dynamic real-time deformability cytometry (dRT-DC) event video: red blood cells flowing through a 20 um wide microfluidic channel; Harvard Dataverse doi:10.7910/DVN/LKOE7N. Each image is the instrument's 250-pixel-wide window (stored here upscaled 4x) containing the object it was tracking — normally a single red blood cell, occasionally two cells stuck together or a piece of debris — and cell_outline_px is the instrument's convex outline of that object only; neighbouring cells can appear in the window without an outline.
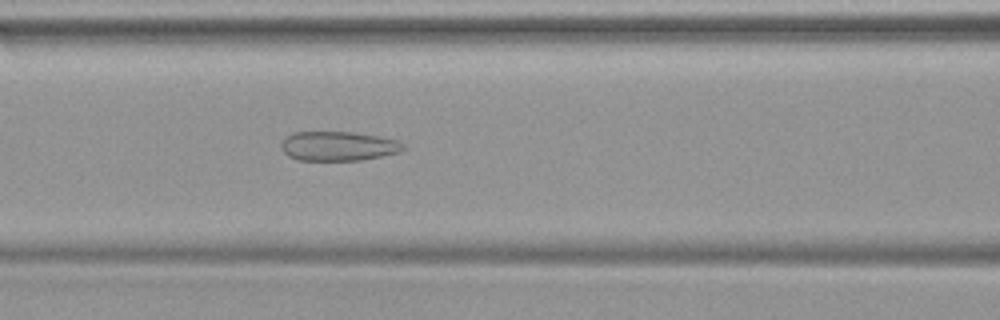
{"species": "common noctule bat (a hibernating species)", "species_latin": "Nyctalus noctula", "temperature_condition": "warm", "stored_images_in_passage": 47, "camera_frame_rate_fps": 3000, "um_per_image_px": 0.085, "animal": {"sex": "female", "body_mass_g": 19.9}, "frame": {"image": 1, "passage_image": 20, "time_ms": 6.333, "image_size_px": [1000, 320], "cell_outline_px": [[408, 148], [400, 152], [360, 160], [300, 160], [288, 156], [280, 148], [280, 144], [284, 136], [292, 132], [352, 132], [400, 140]], "centroid_in_image_um": [28.74, 12.41], "position_along_channel_um": 137.9, "area_um2": 21.1}}
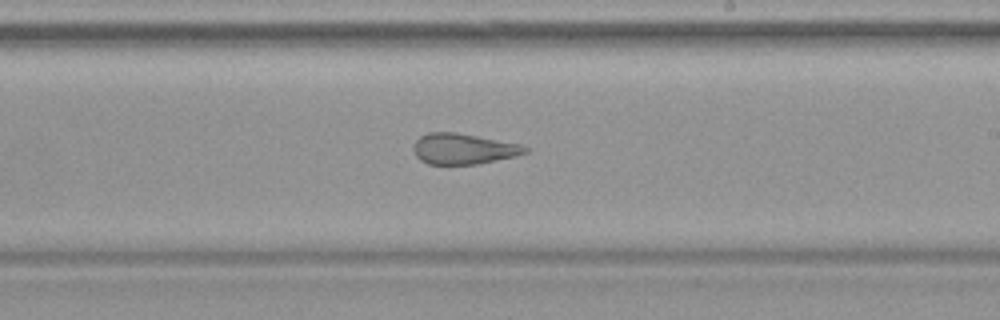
{"frame": {"image": 2, "passage_image": 28, "time_ms": 9.0, "image_size_px": [1000, 320], "cell_outline_px": [[528, 152], [516, 156], [476, 164], [428, 164], [420, 160], [416, 156], [412, 148], [416, 140], [420, 136], [428, 132], [456, 132], [520, 144], [528, 148]], "centroid_in_image_um": [39.36, 12.65], "position_along_channel_um": 249.6, "area_um2": 19.94}}
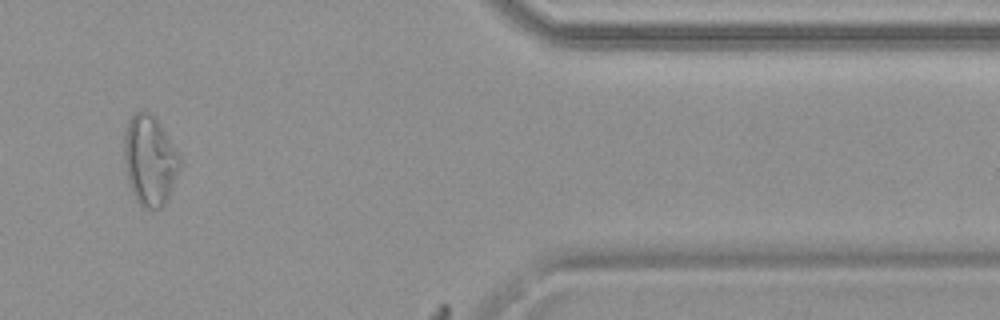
{"frame": {"image": 3, "passage_image": 41, "time_ms": 13.333, "image_size_px": [1000, 320], "cell_outline_px": [[180, 168], [168, 196], [164, 204], [160, 208], [144, 208], [136, 200], [128, 184], [124, 160], [124, 136], [128, 120], [140, 108], [156, 116], [180, 152]], "centroid_in_image_um": [12.73, 13.57], "position_along_channel_um": 398.7, "area_um2": 29.65}}